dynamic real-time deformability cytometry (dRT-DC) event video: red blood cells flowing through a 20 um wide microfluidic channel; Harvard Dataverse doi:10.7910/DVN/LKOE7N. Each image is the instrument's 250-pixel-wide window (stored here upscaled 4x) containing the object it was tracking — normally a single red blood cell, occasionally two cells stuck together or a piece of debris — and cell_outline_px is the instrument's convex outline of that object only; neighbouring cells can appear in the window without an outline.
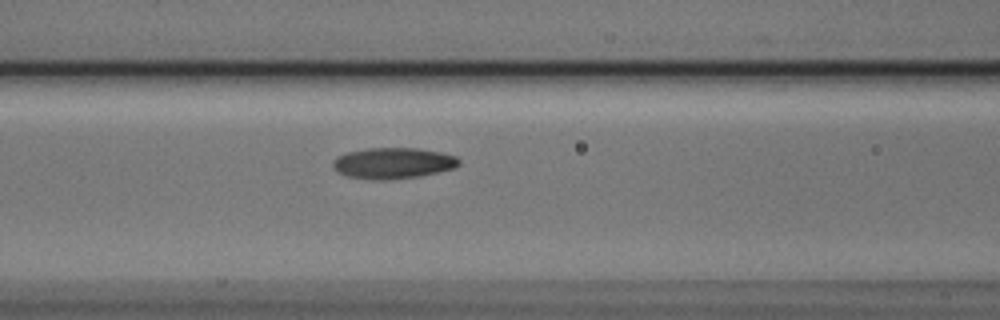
{"species": "Egyptian fruit bat (a non-hibernating species)", "species_latin": "Rousettus aegyptiacus", "temperature_condition": "cold", "stored_images_in_passage": 3, "camera_frame_rate_fps": 3000, "um_per_image_px": 0.085, "animal": {"sex": "male"}, "frame": {"image": 1, "passage_image": 3, "time_ms": 0.667, "image_size_px": [1000, 320], "cell_outline_px": [[460, 164], [452, 168], [420, 176], [384, 180], [380, 180], [348, 176], [340, 172], [332, 164], [332, 160], [336, 156], [348, 152], [368, 148], [416, 148], [440, 152], [456, 156], [460, 160]], "centroid_in_image_um": [33.41, 13.85], "position_along_channel_um": 133.2, "area_um2": 22.48}}